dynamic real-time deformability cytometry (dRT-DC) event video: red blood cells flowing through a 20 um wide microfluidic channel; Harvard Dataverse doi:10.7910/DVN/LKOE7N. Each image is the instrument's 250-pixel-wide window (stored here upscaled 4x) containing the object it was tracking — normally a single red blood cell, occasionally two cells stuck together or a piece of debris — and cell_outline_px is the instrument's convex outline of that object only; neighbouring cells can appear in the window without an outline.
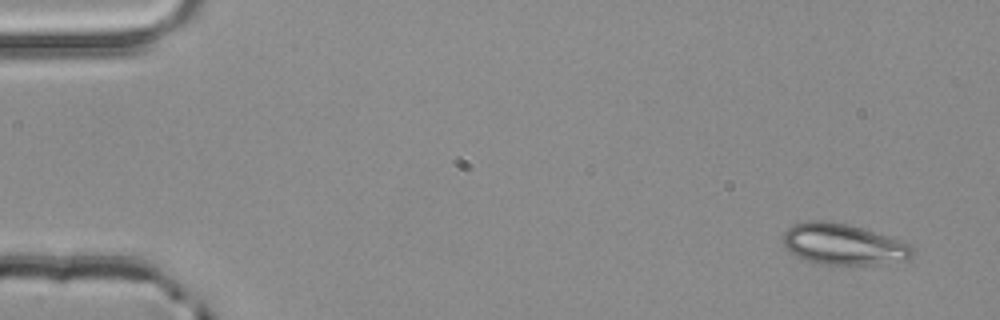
{"species": "common noctule bat (a hibernating species)", "species_latin": "Nyctalus noctula", "temperature_condition": "room temperature", "stored_images_in_passage": 4, "camera_frame_rate_fps": 3000, "um_per_image_px": 0.085, "animal": {"sex": "male", "body_mass_g": 20.4}, "frame": {"image": 1, "passage_image": 1, "time_ms": 0.0, "image_size_px": [1000, 320], "cell_outline_px": [[916, 248], [912, 256], [908, 260], [872, 264], [824, 264], [804, 260], [788, 252], [784, 244], [784, 232], [792, 224], [812, 220], [828, 220], [848, 224], [904, 240]], "centroid_in_image_um": [71.71, 20.75], "position_along_channel_um": 13.3, "area_um2": 31.27}}